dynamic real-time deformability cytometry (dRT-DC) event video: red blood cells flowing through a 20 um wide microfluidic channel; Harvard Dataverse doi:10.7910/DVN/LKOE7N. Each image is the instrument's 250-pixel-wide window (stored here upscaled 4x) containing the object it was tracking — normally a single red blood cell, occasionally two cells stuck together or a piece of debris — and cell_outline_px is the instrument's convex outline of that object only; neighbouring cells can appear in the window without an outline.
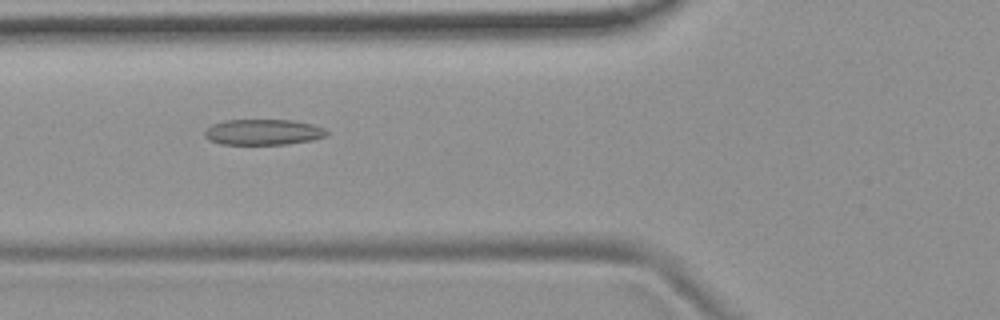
{"species": "common noctule bat (a hibernating species)", "species_latin": "Nyctalus noctula", "temperature_condition": "room temperature", "stored_images_in_passage": 55, "camera_frame_rate_fps": 3000, "um_per_image_px": 0.085, "animal": {"sex": "female", "body_mass_g": 19.9}, "frame": {"image": 1, "passage_image": 20, "time_ms": 6.333, "image_size_px": [1000, 320], "cell_outline_px": [[328, 132], [324, 136], [312, 140], [288, 144], [220, 144], [208, 140], [204, 136], [204, 132], [212, 124], [224, 120], [292, 120], [312, 124], [324, 128]], "centroid_in_image_um": [22.34, 11.23], "position_along_channel_um": 103.5, "area_um2": 18.26}}
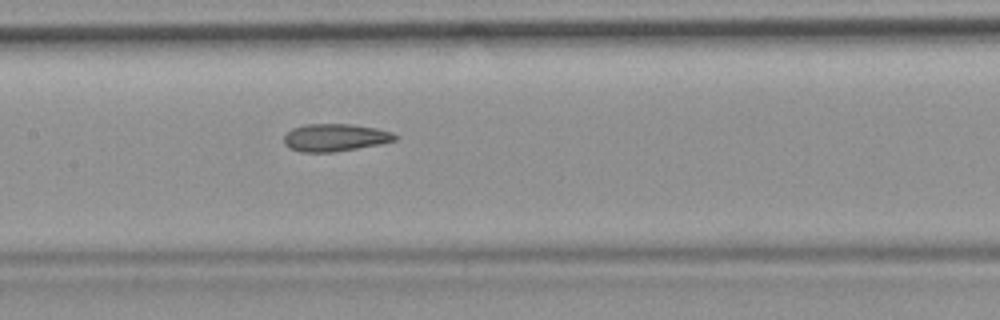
{"frame": {"image": 2, "passage_image": 26, "time_ms": 8.333, "image_size_px": [1000, 320], "cell_outline_px": [[396, 140], [380, 144], [332, 152], [300, 152], [288, 148], [284, 144], [284, 136], [292, 128], [304, 124], [352, 124], [376, 128], [392, 132], [396, 136]], "centroid_in_image_um": [28.44, 11.69], "position_along_channel_um": 179.0, "area_um2": 17.8}}
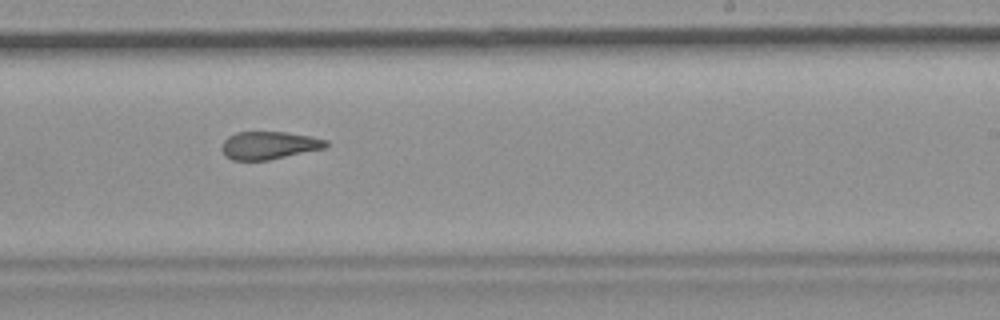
{"frame": {"image": 3, "passage_image": 33, "time_ms": 10.667, "image_size_px": [1000, 320], "cell_outline_px": [[328, 144], [324, 148], [268, 160], [232, 160], [224, 156], [224, 140], [228, 136], [236, 132], [288, 132], [312, 136], [328, 140]], "centroid_in_image_um": [22.89, 12.34], "position_along_channel_um": 266.1, "area_um2": 16.76}, "authors_computed_cell_mechanics": {"area_um2": 18.6116, "velocity_mm_per_s": 3.7629, "shape_relaxation_time_tau1_ms": null, "shape_relaxation_time_tau2_ms": 1.5022, "deformation_change_tau1": null, "deformation_change_tau2": 0.0972}}